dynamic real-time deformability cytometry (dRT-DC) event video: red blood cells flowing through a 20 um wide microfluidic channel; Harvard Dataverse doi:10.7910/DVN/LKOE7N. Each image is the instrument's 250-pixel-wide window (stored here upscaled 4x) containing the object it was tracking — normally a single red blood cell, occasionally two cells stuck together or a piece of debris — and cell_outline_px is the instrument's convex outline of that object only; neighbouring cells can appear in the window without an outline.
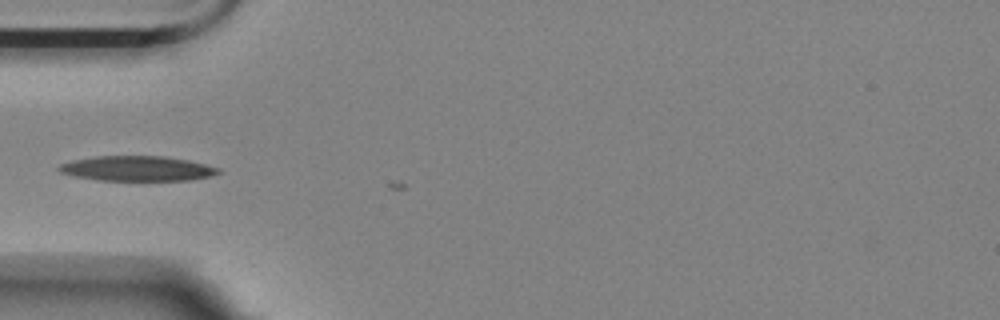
{"species": "Egyptian fruit bat (a non-hibernating species)", "species_latin": "Rousettus aegyptiacus", "temperature_condition": "room temperature", "stored_images_in_passage": 3, "camera_frame_rate_fps": 3000, "um_per_image_px": 0.085, "animal": {"sex": "female"}, "frame": {"image": 1, "passage_image": 1, "time_ms": 0.0, "image_size_px": [1000, 320], "cell_outline_px": [[220, 172], [208, 176], [192, 180], [96, 180], [76, 176], [60, 172], [56, 168], [60, 164], [72, 160], [92, 156], [164, 156], [188, 160], [220, 168]], "centroid_in_image_um": [11.62, 14.31], "position_along_channel_um": 73.4, "area_um2": 23.12}}